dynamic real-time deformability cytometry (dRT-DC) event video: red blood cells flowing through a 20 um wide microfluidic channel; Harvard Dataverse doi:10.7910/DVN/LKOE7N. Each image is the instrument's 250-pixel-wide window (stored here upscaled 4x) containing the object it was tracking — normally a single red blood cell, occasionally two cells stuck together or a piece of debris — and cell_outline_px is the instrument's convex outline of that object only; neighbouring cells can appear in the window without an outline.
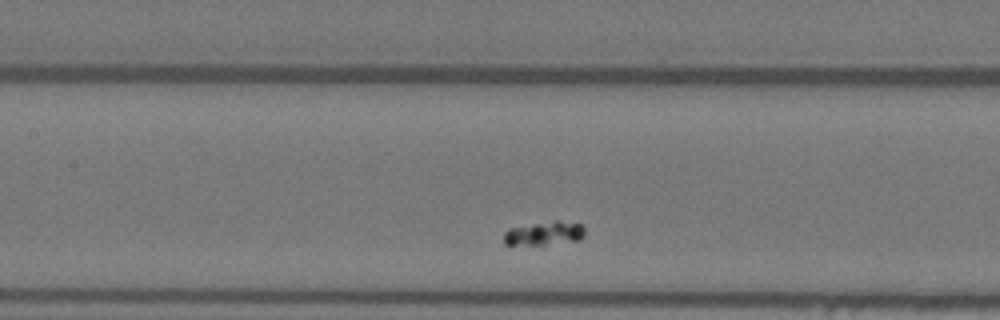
{"species": "Egyptian fruit bat (a non-hibernating species)", "species_latin": "Rousettus aegyptiacus", "temperature_condition": "warm", "stored_images_in_passage": 31, "camera_frame_rate_fps": 3000, "um_per_image_px": 0.085, "animal": {"sex": "female"}, "frame": {"image": 1, "passage_image": 11, "time_ms": 3.333, "image_size_px": [1000, 320], "cell_outline_px": [[584, 236], [580, 240], [544, 244], [504, 244], [504, 232], [508, 228], [556, 220], [560, 220], [580, 224], [584, 228]], "centroid_in_image_um": [46.28, 19.82], "position_along_channel_um": 161.1, "area_um2": 11.04}}
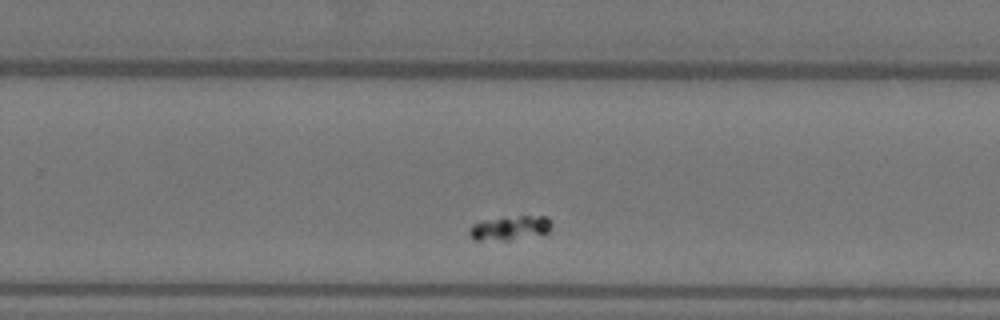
{"frame": {"image": 2, "passage_image": 22, "time_ms": 7.0, "image_size_px": [1000, 320], "cell_outline_px": [[552, 224], [548, 232], [508, 240], [476, 240], [468, 232], [472, 224], [484, 220], [520, 216], [548, 216]], "centroid_in_image_um": [43.35, 19.37], "position_along_channel_um": 286.4, "area_um2": 11.33}}
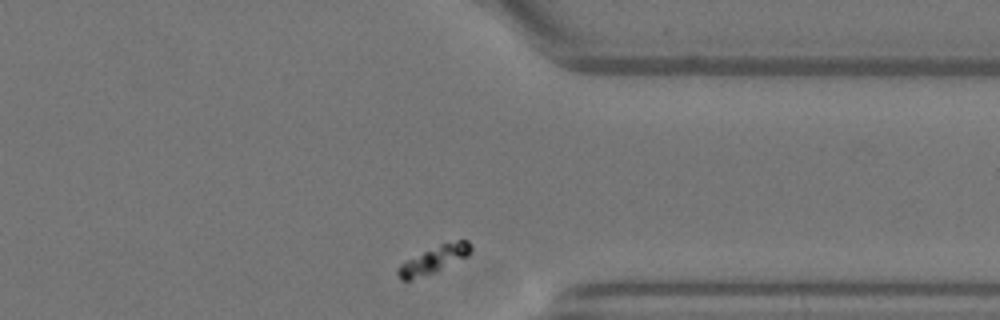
{"frame": {"image": 3, "passage_image": 30, "time_ms": 9.667, "image_size_px": [1000, 320], "cell_outline_px": [[472, 252], [468, 256], [436, 272], [408, 280], [400, 280], [396, 272], [400, 264], [440, 244], [456, 240], [468, 240], [472, 244]], "centroid_in_image_um": [36.94, 22.06], "position_along_channel_um": 374.5, "area_um2": 11.44}}